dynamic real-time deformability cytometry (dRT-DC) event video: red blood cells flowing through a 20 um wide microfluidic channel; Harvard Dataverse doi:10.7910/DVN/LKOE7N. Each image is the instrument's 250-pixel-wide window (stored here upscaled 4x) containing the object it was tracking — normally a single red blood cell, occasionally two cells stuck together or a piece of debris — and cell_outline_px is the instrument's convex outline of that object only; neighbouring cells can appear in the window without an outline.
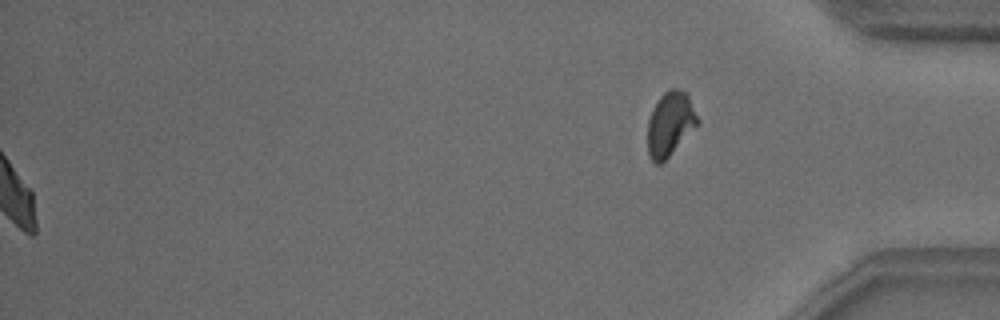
{"species": "common noctule bat (a hibernating species)", "species_latin": "Nyctalus noctula", "temperature_condition": "warm", "stored_images_in_passage": 45, "segment_of_instrument_passage": [2, 2], "camera_frame_rate_fps": 3000, "um_per_image_px": 0.085, "animal": {"sex": "male", "body_mass_g": 18.8}, "frame": {"image": 1, "passage_image": 45, "time_ms": 14.667, "image_size_px": [1000, 320], "cell_outline_px": [[700, 124], [660, 164], [656, 164], [652, 160], [648, 152], [648, 120], [660, 96], [668, 88], [676, 88], [684, 92], [688, 96], [700, 120]], "centroid_in_image_um": [56.98, 10.52], "position_along_channel_um": 378.2, "area_um2": 18.5}}